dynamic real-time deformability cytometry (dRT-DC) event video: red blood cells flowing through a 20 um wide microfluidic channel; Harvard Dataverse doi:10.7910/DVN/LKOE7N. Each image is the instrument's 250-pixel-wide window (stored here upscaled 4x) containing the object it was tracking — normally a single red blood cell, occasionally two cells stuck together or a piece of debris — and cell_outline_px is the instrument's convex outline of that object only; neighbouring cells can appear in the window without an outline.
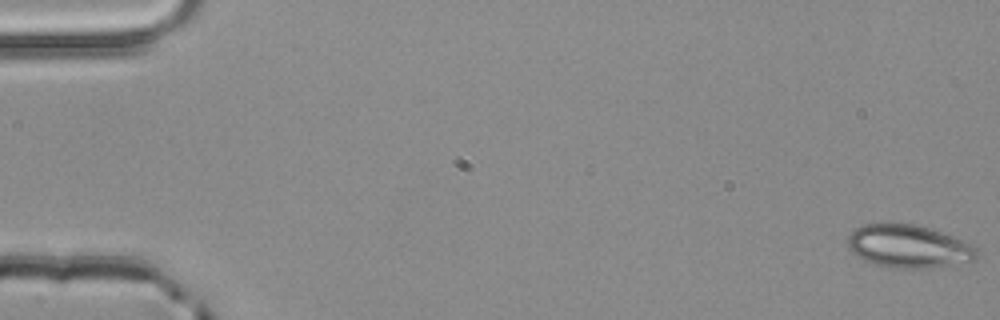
{"species": "common noctule bat (a hibernating species)", "species_latin": "Nyctalus noctula", "temperature_condition": "room temperature", "stored_images_in_passage": 18, "camera_frame_rate_fps": 3000, "um_per_image_px": 0.085, "animal": {"sex": "male", "body_mass_g": 20.4}, "frame": {"image": 1, "passage_image": 1, "time_ms": 0.0, "image_size_px": [1000, 320], "cell_outline_px": [[980, 256], [976, 260], [932, 268], [888, 268], [864, 260], [856, 256], [848, 248], [848, 236], [856, 228], [864, 224], [916, 224], [932, 228], [964, 240], [976, 248]], "centroid_in_image_um": [77.26, 20.95], "position_along_channel_um": 7.7, "area_um2": 32.54}}